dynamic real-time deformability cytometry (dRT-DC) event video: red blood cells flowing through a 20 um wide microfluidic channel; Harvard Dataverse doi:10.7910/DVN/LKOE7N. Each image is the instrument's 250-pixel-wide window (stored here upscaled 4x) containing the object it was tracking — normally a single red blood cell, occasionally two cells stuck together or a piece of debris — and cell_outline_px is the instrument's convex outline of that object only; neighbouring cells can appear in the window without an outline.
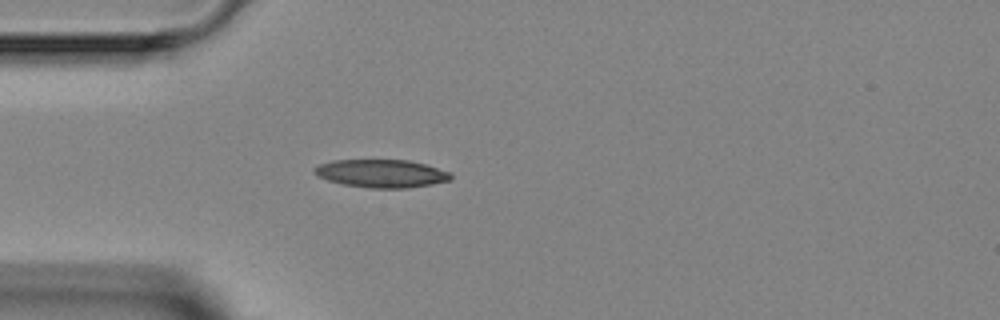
{"species": "Egyptian fruit bat (a non-hibernating species)", "species_latin": "Rousettus aegyptiacus", "temperature_condition": "room temperature", "stored_images_in_passage": 1, "camera_frame_rate_fps": 3000, "um_per_image_px": 0.085, "animal": {"sex": "female"}, "frame": {"image": 1, "passage_image": 1, "time_ms": 0.0, "image_size_px": [1000, 320], "cell_outline_px": [[452, 180], [432, 184], [408, 188], [368, 188], [344, 184], [328, 180], [312, 172], [312, 168], [320, 164], [332, 160], [408, 160], [424, 164], [448, 172], [452, 176]], "centroid_in_image_um": [32.4, 14.75], "position_along_channel_um": 52.6, "area_um2": 22.14}}